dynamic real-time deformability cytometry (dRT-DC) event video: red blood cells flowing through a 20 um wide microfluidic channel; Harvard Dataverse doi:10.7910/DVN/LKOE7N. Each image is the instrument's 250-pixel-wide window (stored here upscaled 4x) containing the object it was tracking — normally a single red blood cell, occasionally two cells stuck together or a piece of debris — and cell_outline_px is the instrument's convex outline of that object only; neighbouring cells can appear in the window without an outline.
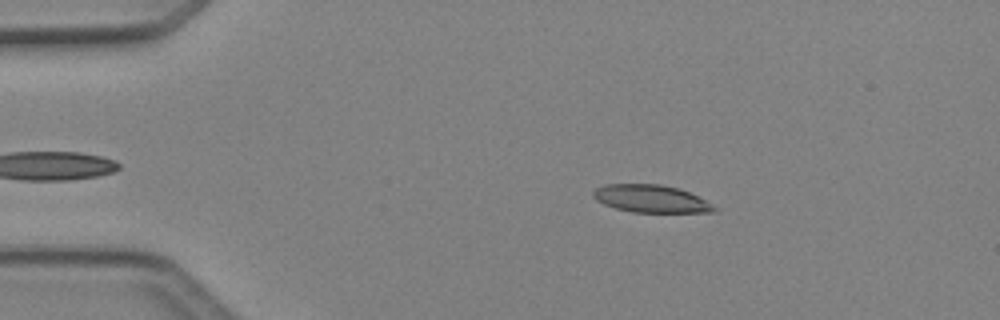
{"species": "Egyptian fruit bat (a non-hibernating species)", "species_latin": "Rousettus aegyptiacus", "temperature_condition": "cold", "stored_images_in_passage": 48, "camera_frame_rate_fps": 3000, "um_per_image_px": 0.085, "animal": {"sex": "female"}, "frame": {"image": 1, "passage_image": 9, "time_ms": 2.667, "image_size_px": [1000, 320], "cell_outline_px": [[720, 208], [716, 212], [632, 212], [616, 208], [604, 204], [596, 200], [592, 196], [592, 192], [596, 188], [604, 184], [660, 184], [680, 188]], "centroid_in_image_um": [55.33, 16.89], "position_along_channel_um": 29.7, "area_um2": 19.48}}
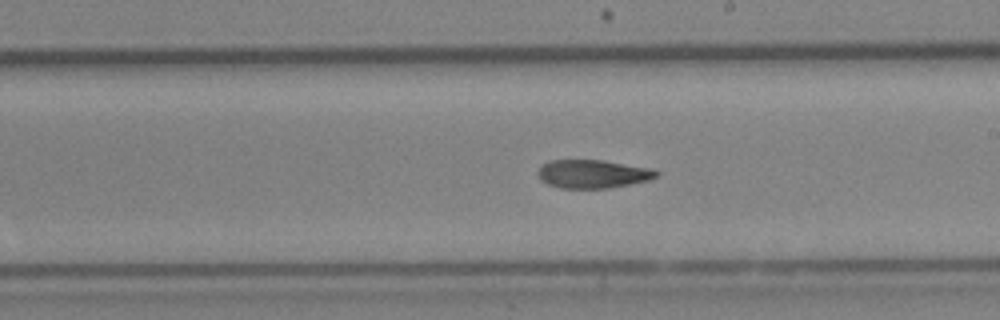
{"frame": {"image": 2, "passage_image": 28, "time_ms": 9.0, "image_size_px": [1000, 320], "cell_outline_px": [[660, 172], [656, 176], [648, 180], [608, 188], [560, 188], [548, 184], [540, 180], [536, 172], [540, 164], [552, 160], [604, 160], [652, 168]], "centroid_in_image_um": [50.34, 14.77], "position_along_channel_um": 238.7, "area_um2": 19.71}}
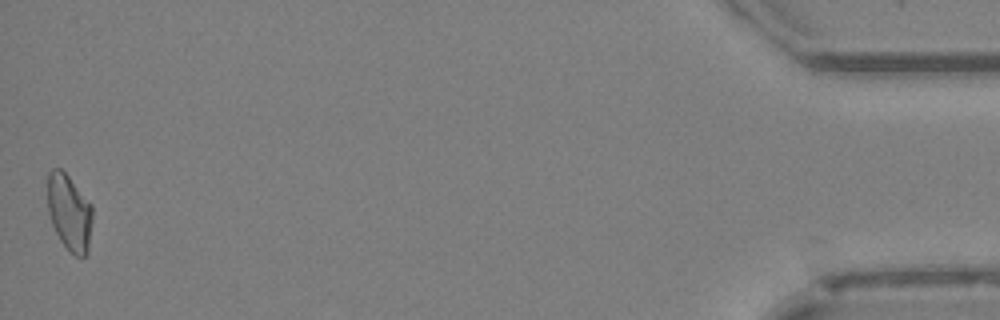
{"frame": {"image": 3, "passage_image": 48, "time_ms": 15.667, "image_size_px": [1000, 320], "cell_outline_px": [[92, 220], [88, 252], [84, 256], [76, 256], [60, 240], [52, 224], [48, 212], [48, 172], [52, 168], [60, 168], [68, 176], [92, 204]], "centroid_in_image_um": [5.9, 18.04], "position_along_channel_um": 429.3, "area_um2": 19.83}, "authors_computed_cell_mechanics": {"area_um2": 20.1144, "velocity_mm_per_s": 4.2457, "shape_relaxation_time_tau1_ms": 9.6363, "shape_relaxation_time_tau2_ms": 5.5655, "deformation_change_tau1": 0.2061, "deformation_change_tau2": 0.1371}}